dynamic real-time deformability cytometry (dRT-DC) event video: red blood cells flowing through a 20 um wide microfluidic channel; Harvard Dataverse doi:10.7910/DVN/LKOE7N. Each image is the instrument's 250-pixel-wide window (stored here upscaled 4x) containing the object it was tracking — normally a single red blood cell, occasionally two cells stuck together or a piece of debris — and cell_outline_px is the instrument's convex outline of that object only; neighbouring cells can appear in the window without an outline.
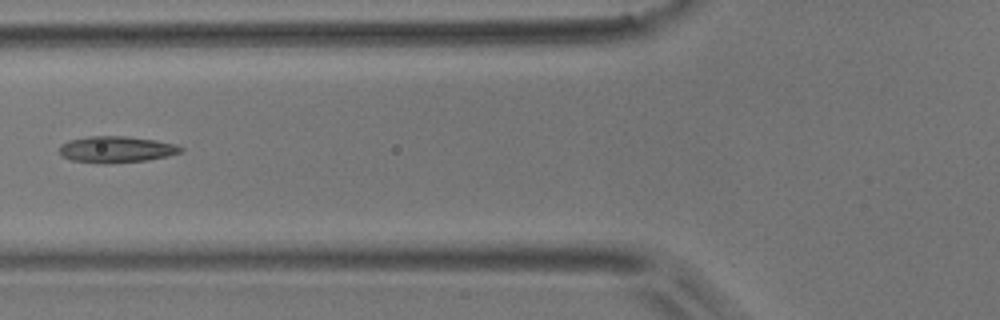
{"species": "common noctule bat (a hibernating species)", "species_latin": "Nyctalus noctula", "temperature_condition": "room temperature", "stored_images_in_passage": 6, "camera_frame_rate_fps": 3000, "um_per_image_px": 0.085, "animal": {"sex": "male", "body_mass_g": 17.9}, "frame": {"image": 1, "passage_image": 5, "time_ms": 5.333, "image_size_px": [1000, 320], "cell_outline_px": [[184, 148], [180, 152], [168, 156], [148, 160], [108, 164], [104, 164], [72, 160], [60, 156], [60, 144], [68, 140], [88, 136], [128, 136], [156, 140], [176, 144]], "centroid_in_image_um": [9.87, 12.7], "position_along_channel_um": 115.9, "area_um2": 18.9}}
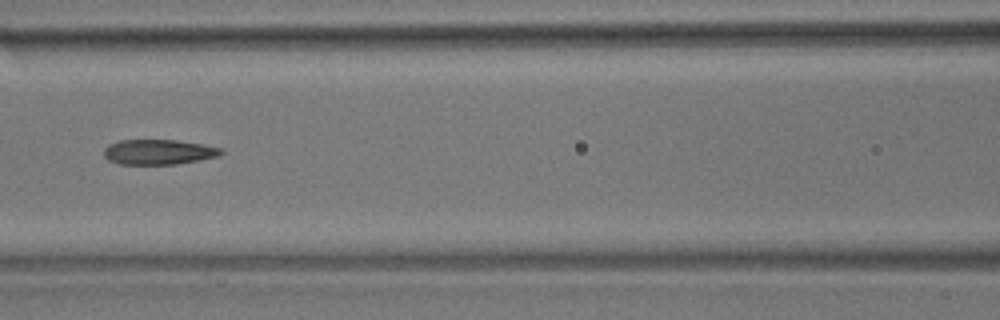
{"frame": {"image": 2, "passage_image": 6, "time_ms": 6.333, "image_size_px": [1000, 320], "cell_outline_px": [[224, 152], [220, 156], [200, 160], [176, 164], [120, 164], [108, 160], [104, 156], [104, 148], [108, 144], [120, 140], [176, 140], [204, 144], [220, 148]], "centroid_in_image_um": [13.48, 12.92], "position_along_channel_um": 153.1, "area_um2": 17.22}}